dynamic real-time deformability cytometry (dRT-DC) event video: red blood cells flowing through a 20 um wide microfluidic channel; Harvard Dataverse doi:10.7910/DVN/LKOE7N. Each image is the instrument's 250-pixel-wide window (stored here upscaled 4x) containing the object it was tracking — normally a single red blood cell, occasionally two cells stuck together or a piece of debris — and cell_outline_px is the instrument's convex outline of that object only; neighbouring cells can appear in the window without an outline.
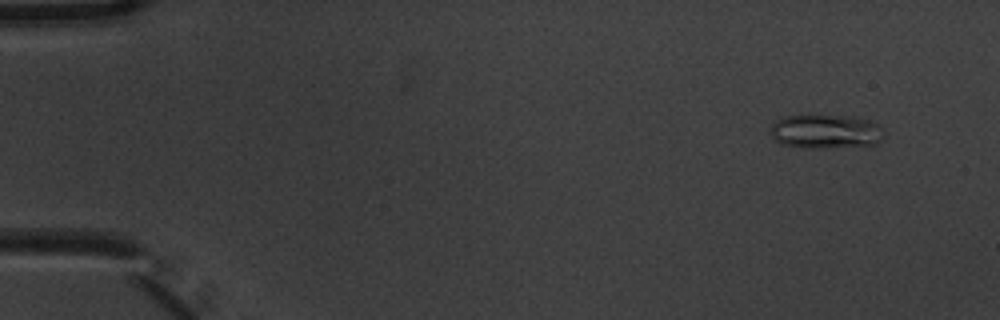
{"species": "common noctule bat (a hibernating species)", "species_latin": "Nyctalus noctula", "temperature_condition": "warm", "stored_images_in_passage": 5, "camera_frame_rate_fps": 3000, "um_per_image_px": 0.085, "animal": {"sex": "male", "body_mass_g": 20.1, "forearm_length_mm": 53.5}, "frame": {"image": 1, "passage_image": 1, "time_ms": 0.0, "image_size_px": [1000, 320], "cell_outline_px": [[880, 140], [876, 144], [820, 148], [804, 148], [780, 144], [772, 140], [772, 124], [776, 120], [784, 116], [852, 116], [868, 120], [876, 124]], "centroid_in_image_um": [70.06, 11.19], "position_along_channel_um": 14.9, "area_um2": 21.96}}
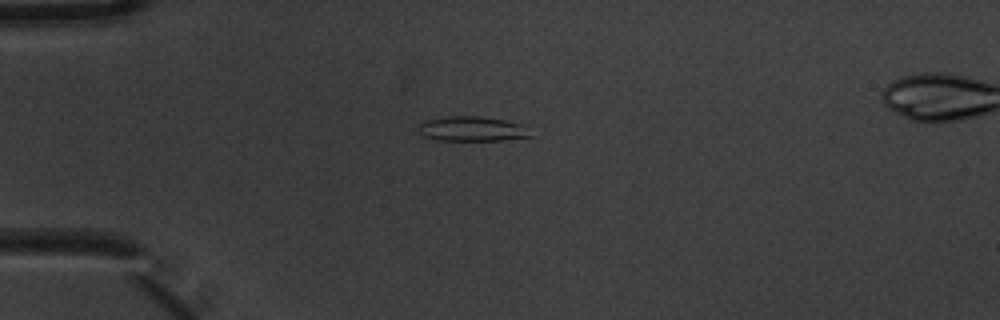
{"frame": {"image": 2, "passage_image": 4, "time_ms": 1.0, "image_size_px": [1000, 320], "cell_outline_px": [[532, 136], [504, 140], [440, 140], [424, 136], [420, 132], [416, 124], [432, 116], [480, 116], [504, 120], [520, 124]], "centroid_in_image_um": [40.0, 10.93], "position_along_channel_um": 45.0, "area_um2": 16.24}}